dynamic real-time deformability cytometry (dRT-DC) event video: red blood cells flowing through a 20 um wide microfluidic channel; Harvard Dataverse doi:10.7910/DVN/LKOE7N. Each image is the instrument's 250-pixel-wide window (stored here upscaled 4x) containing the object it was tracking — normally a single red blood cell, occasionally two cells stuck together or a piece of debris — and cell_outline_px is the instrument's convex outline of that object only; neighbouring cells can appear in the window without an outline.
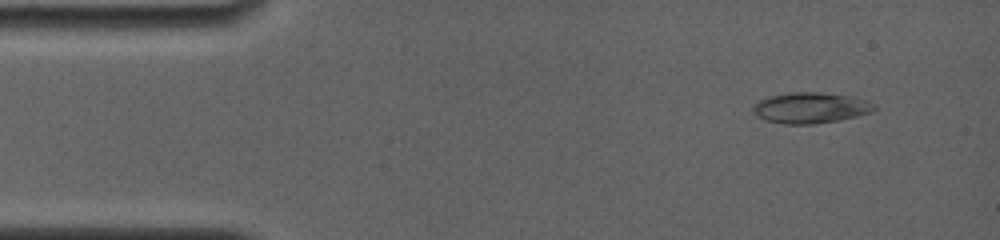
{"species": "common noctule bat (a hibernating species)", "species_latin": "Nyctalus noctula", "temperature_condition": "room temperature", "stored_images_in_passage": 51, "camera_frame_rate_fps": 4000, "um_per_image_px": 0.085, "animal": {"sex": "female", "body_mass_g": 19.0, "forearm_length_mm": 56.7}, "frame": {"image": 1, "passage_image": 6, "time_ms": 1.25, "image_size_px": [1000, 240], "cell_outline_px": [[876, 108], [872, 112], [856, 116], [836, 120], [812, 124], [784, 124], [764, 120], [756, 112], [756, 104], [760, 100], [768, 96], [788, 92], [820, 92], [852, 96], [876, 104]], "centroid_in_image_um": [68.94, 9.15], "position_along_channel_um": 16.1, "area_um2": 21.44}}
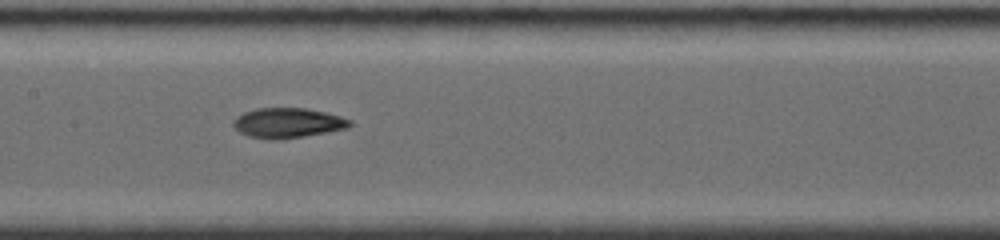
{"frame": {"image": 2, "passage_image": 31, "time_ms": 7.75, "image_size_px": [1000, 240], "cell_outline_px": [[352, 124], [348, 128], [304, 136], [276, 140], [272, 140], [248, 136], [240, 132], [232, 124], [232, 120], [236, 116], [244, 112], [256, 108], [304, 108], [324, 112], [340, 116], [352, 120]], "centroid_in_image_um": [24.43, 10.45], "position_along_channel_um": 183.0, "area_um2": 20.35}}
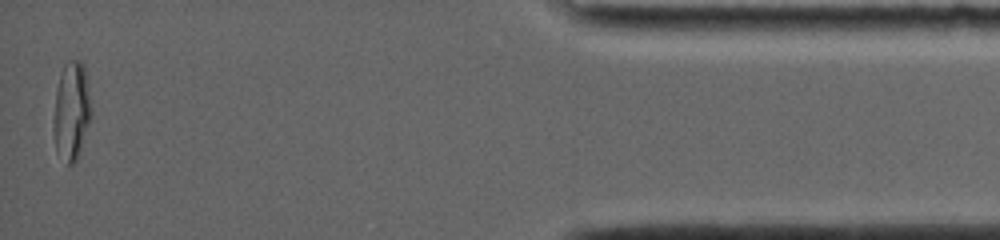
{"frame": {"image": 3, "passage_image": 51, "time_ms": 15.75, "image_size_px": [1000, 240], "cell_outline_px": [[92, 112], [76, 160], [72, 164], [68, 164], [56, 152], [52, 128], [56, 88], [60, 72], [64, 64], [68, 60], [80, 60], [84, 64], [92, 108]], "centroid_in_image_um": [6.05, 9.38], "position_along_channel_um": 429.1, "area_um2": 21.73}, "authors_computed_cell_mechanics": {"area_um2": 20.1144, "velocity_mm_per_s": 3.876, "shape_relaxation_time_tau1_ms": null, "shape_relaxation_time_tau2_ms": 1.9275, "deformation_change_tau1": null, "deformation_change_tau2": 0.0591}}